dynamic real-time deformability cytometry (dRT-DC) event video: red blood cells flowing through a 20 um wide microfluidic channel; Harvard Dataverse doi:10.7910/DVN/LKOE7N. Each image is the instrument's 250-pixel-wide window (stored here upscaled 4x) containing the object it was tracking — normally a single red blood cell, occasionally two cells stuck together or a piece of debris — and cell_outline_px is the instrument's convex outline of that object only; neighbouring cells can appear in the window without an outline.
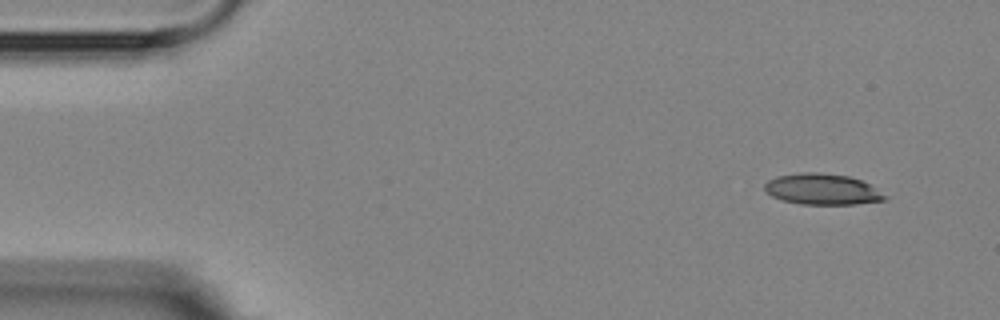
{"species": "Egyptian fruit bat (a non-hibernating species)", "species_latin": "Rousettus aegyptiacus", "temperature_condition": "room temperature", "stored_images_in_passage": 4, "camera_frame_rate_fps": 3000, "um_per_image_px": 0.085, "animal": {"sex": "female"}, "frame": {"image": 1, "passage_image": 1, "time_ms": 0.0, "image_size_px": [1000, 320], "cell_outline_px": [[888, 196], [884, 200], [856, 204], [800, 204], [784, 200], [772, 196], [764, 188], [764, 184], [768, 180], [776, 176], [800, 172], [816, 172], [848, 176], [860, 180], [868, 184]], "centroid_in_image_um": [69.87, 16.08], "position_along_channel_um": 15.1, "area_um2": 21.5}}
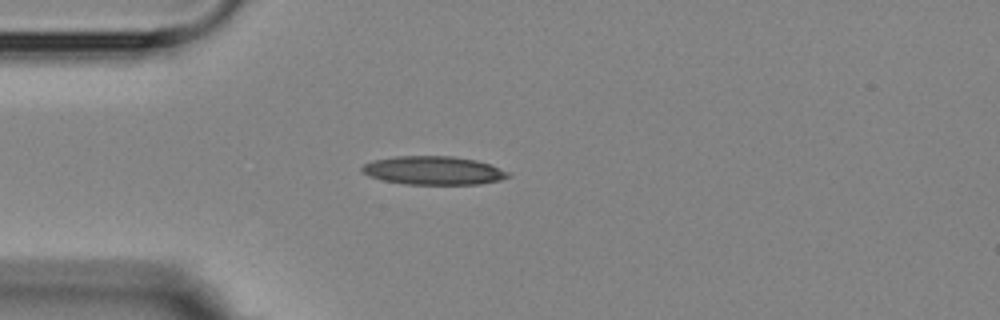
{"frame": {"image": 2, "passage_image": 4, "time_ms": 3.333, "image_size_px": [1000, 320], "cell_outline_px": [[512, 176], [500, 180], [480, 184], [404, 184], [384, 180], [368, 176], [360, 168], [364, 164], [372, 160], [396, 156], [452, 156], [476, 160], [488, 164], [508, 172]], "centroid_in_image_um": [36.83, 14.49], "position_along_channel_um": 48.2, "area_um2": 24.16}}